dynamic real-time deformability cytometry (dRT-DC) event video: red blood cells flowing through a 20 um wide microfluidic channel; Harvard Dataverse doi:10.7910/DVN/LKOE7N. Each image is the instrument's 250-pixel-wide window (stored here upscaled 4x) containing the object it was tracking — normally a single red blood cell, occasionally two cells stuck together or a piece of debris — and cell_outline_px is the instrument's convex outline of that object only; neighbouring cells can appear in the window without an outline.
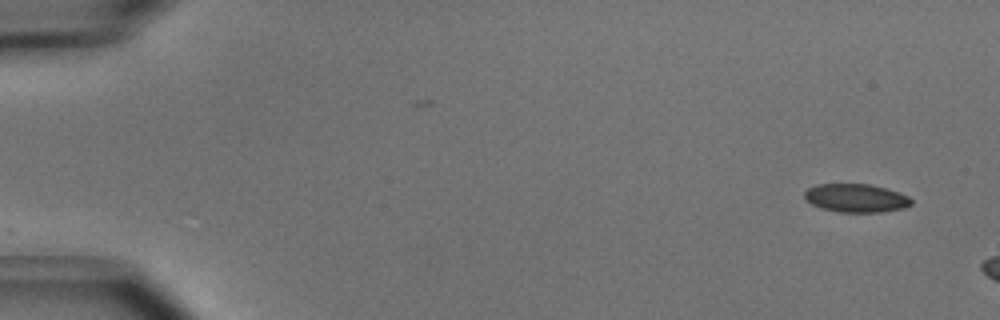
{"species": "common noctule bat (a hibernating species)", "species_latin": "Nyctalus noctula", "temperature_condition": "cold", "stored_images_in_passage": 7, "camera_frame_rate_fps": 3000, "um_per_image_px": 0.085, "animal": {"sex": "male", "body_mass_g": 15.6}, "frame": {"image": 1, "passage_image": 2, "time_ms": 0.333, "image_size_px": [1000, 320], "cell_outline_px": [[912, 204], [904, 208], [880, 212], [836, 212], [820, 208], [812, 204], [804, 196], [804, 192], [808, 188], [816, 184], [868, 184], [884, 188], [908, 196], [912, 200]], "centroid_in_image_um": [72.74, 16.84], "position_along_channel_um": 12.3, "area_um2": 17.57}}